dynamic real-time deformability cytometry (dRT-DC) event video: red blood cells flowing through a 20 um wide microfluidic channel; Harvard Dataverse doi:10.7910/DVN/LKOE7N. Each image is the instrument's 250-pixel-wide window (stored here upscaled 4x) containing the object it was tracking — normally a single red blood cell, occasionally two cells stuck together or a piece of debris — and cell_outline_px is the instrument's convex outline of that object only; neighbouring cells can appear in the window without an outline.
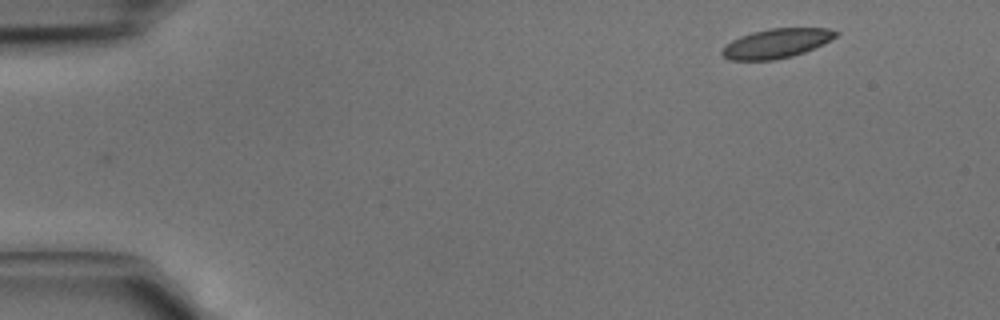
{"species": "common noctule bat (a hibernating species)", "species_latin": "Nyctalus noctula", "temperature_condition": "cold", "stored_images_in_passage": 4, "camera_frame_rate_fps": 3000, "um_per_image_px": 0.085, "animal": {"sex": "male", "body_mass_g": 15.6}, "frame": {"image": 1, "passage_image": 1, "time_ms": 0.0, "image_size_px": [1000, 320], "cell_outline_px": [[840, 32], [836, 36], [824, 44], [804, 52], [792, 56], [776, 60], [728, 60], [720, 52], [732, 40], [740, 36], [752, 32], [768, 28], [828, 28]], "centroid_in_image_um": [66.01, 3.68], "position_along_channel_um": 19.0, "area_um2": 19.48}}